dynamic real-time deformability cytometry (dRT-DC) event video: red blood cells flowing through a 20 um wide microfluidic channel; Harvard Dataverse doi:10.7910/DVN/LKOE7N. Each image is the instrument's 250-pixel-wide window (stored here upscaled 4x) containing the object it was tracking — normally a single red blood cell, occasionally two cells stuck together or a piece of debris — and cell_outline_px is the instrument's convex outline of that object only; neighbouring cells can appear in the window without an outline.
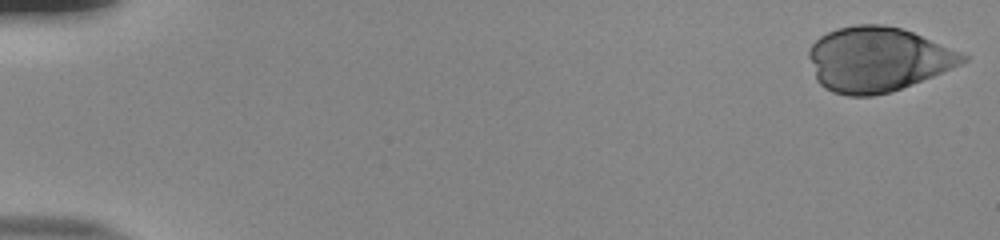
{"species": "human", "species_latin": "Homo sapiens", "temperature_condition": "room temperature", "stored_images_in_passage": 46, "camera_frame_rate_fps": 3000, "um_per_image_px": 0.085, "donor": {"sex": "male"}, "frame": {"image": 1, "passage_image": 1, "time_ms": 0.0, "image_size_px": [1000, 240], "cell_outline_px": [[968, 60], [960, 64], [932, 76], [900, 88], [888, 92], [872, 96], [848, 96], [832, 92], [824, 88], [816, 80], [808, 56], [808, 48], [820, 36], [836, 28], [856, 24], [884, 24], [904, 28], [960, 52], [968, 56]], "centroid_in_image_um": [74.55, 5.03], "position_along_channel_um": 10.5, "area_um2": 57.86}}
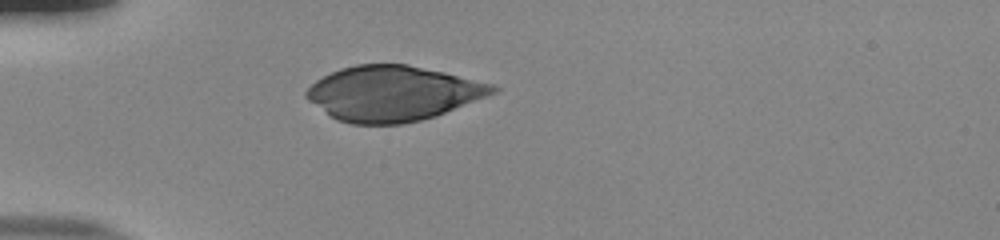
{"frame": {"image": 2, "passage_image": 16, "time_ms": 5.0, "image_size_px": [1000, 240], "cell_outline_px": [[500, 88], [496, 92], [488, 96], [436, 116], [404, 124], [352, 124], [336, 120], [308, 100], [304, 96], [304, 92], [316, 80], [340, 68], [356, 64], [408, 64], [444, 72], [492, 84]], "centroid_in_image_um": [33.38, 7.94], "position_along_channel_um": 51.6, "area_um2": 59.71}}
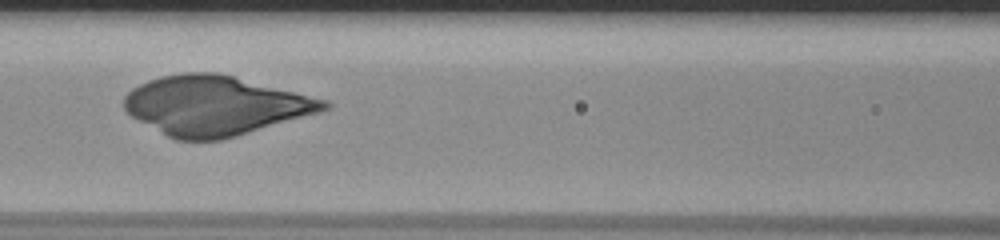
{"frame": {"image": 3, "passage_image": 25, "time_ms": 8.0, "image_size_px": [1000, 240], "cell_outline_px": [[332, 108], [320, 112], [236, 136], [220, 140], [176, 140], [168, 136], [132, 116], [124, 108], [124, 96], [132, 88], [148, 80], [160, 76], [184, 72], [216, 72], [328, 100], [332, 104]], "centroid_in_image_um": [18.3, 8.97], "position_along_channel_um": 148.3, "area_um2": 68.67}}